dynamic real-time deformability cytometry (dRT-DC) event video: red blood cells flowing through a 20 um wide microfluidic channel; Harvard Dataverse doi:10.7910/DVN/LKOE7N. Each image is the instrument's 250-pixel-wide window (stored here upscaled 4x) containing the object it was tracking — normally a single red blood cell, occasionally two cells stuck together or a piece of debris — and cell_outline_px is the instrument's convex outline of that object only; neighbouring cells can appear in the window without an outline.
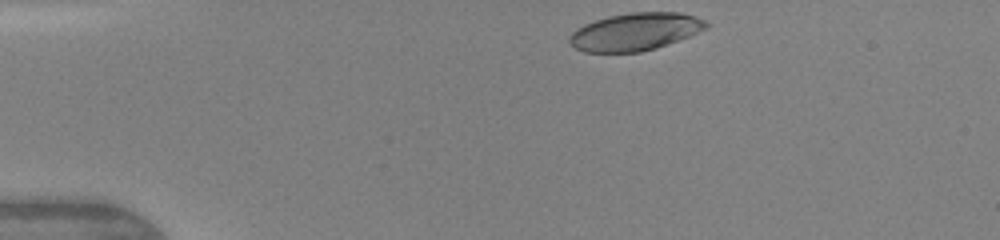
{"species": "human", "species_latin": "Homo sapiens", "temperature_condition": "warm", "stored_images_in_passage": 5, "segment_of_instrument_passage": [1, 2], "camera_frame_rate_fps": 3000, "um_per_image_px": 0.085, "donor": {"sex": "female"}, "frame": {"image": 1, "passage_image": 1, "time_ms": 0.0, "image_size_px": [1000, 240], "cell_outline_px": [[708, 28], [688, 36], [656, 48], [640, 52], [584, 52], [576, 48], [568, 40], [568, 36], [576, 28], [584, 24], [608, 16], [632, 12], [680, 12], [696, 16], [704, 20], [708, 24]], "centroid_in_image_um": [53.98, 2.69], "position_along_channel_um": 31.0, "area_um2": 29.88}}
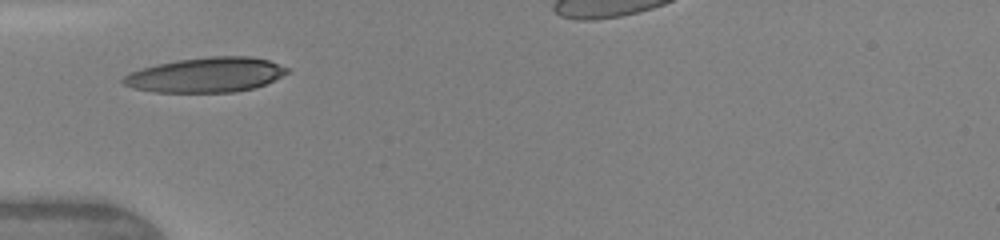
{"frame": {"image": 2, "passage_image": 3, "time_ms": 2.333, "image_size_px": [1000, 240], "cell_outline_px": [[288, 72], [256, 88], [236, 92], [152, 92], [132, 88], [124, 84], [120, 80], [128, 72], [140, 68], [156, 64], [176, 60], [212, 56], [248, 56], [268, 60], [288, 68]], "centroid_in_image_um": [17.44, 6.37], "position_along_channel_um": 67.6, "area_um2": 33.35}}